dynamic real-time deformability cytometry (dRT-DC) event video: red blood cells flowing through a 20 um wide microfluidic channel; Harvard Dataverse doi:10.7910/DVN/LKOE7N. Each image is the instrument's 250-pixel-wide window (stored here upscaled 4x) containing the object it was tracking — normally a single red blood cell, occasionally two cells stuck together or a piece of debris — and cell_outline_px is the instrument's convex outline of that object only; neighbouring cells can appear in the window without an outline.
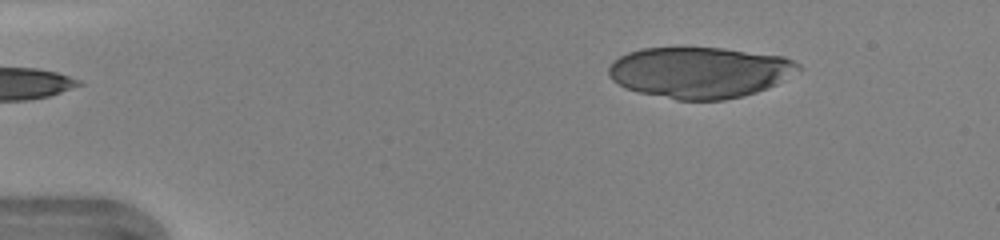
{"species": "human", "species_latin": "Homo sapiens", "temperature_condition": "warm", "stored_images_in_passage": 40, "camera_frame_rate_fps": 3000, "um_per_image_px": 0.085, "donor": {"sex": "female"}, "frame": {"image": 1, "passage_image": 1, "time_ms": 0.0, "image_size_px": [1000, 240], "cell_outline_px": [[804, 68], [776, 84], [756, 92], [724, 100], [676, 100], [636, 92], [624, 88], [612, 80], [608, 76], [608, 68], [620, 56], [628, 52], [640, 48], [724, 48], [784, 56], [800, 64]], "centroid_in_image_um": [59.47, 6.16], "position_along_channel_um": 25.5, "area_um2": 56.7}}